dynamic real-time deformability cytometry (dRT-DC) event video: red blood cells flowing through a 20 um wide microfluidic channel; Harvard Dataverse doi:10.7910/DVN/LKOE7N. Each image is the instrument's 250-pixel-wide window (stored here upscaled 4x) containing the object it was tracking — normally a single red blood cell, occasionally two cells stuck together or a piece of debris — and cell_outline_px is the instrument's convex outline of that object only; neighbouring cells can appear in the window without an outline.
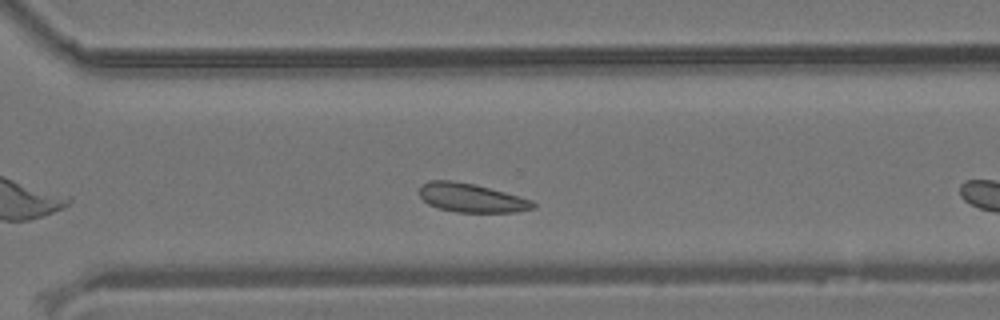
{"species": "common noctule bat (a hibernating species)", "species_latin": "Nyctalus noctula", "temperature_condition": "room temperature", "stored_images_in_passage": 27, "camera_frame_rate_fps": 3000, "um_per_image_px": 0.085, "animal": {"sex": "male", "body_mass_g": 19.2, "forearm_length_mm": 51.8}, "frame": {"image": 1, "passage_image": 20, "time_ms": 6.333, "image_size_px": [1000, 320], "cell_outline_px": [[536, 208], [516, 212], [456, 212], [440, 208], [428, 204], [420, 196], [420, 184], [428, 180], [452, 180], [476, 184], [520, 196], [532, 200], [536, 204]], "centroid_in_image_um": [40.08, 16.8], "position_along_channel_um": 330.5, "area_um2": 19.25}}